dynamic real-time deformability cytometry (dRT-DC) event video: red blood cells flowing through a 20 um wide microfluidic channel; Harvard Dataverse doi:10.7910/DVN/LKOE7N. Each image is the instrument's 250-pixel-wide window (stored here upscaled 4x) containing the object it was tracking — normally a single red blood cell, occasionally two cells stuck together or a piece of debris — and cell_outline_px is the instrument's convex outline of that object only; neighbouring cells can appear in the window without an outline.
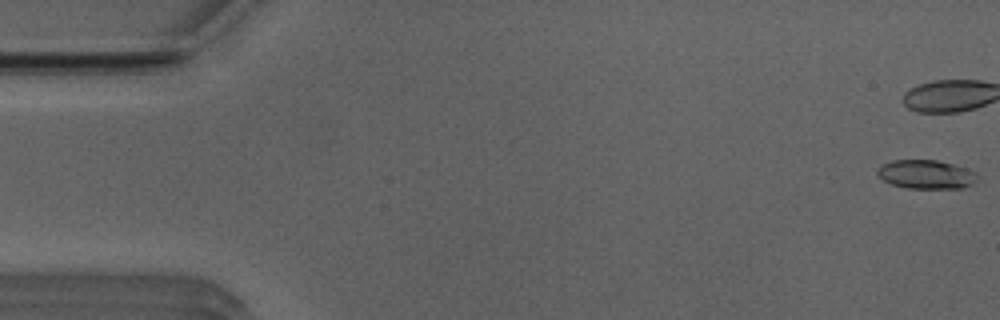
{"species": "Egyptian fruit bat (a non-hibernating species)", "species_latin": "Rousettus aegyptiacus", "temperature_condition": "room temperature", "stored_images_in_passage": 53, "camera_frame_rate_fps": 3000, "um_per_image_px": 0.085, "animal": {"sex": "male"}, "frame": {"image": 1, "passage_image": 1, "time_ms": 0.0, "image_size_px": [1000, 320], "cell_outline_px": [[976, 180], [972, 184], [964, 188], [908, 188], [892, 184], [884, 180], [876, 172], [884, 164], [892, 160], [936, 160], [952, 164], [976, 172]], "centroid_in_image_um": [78.73, 14.83], "position_along_channel_um": 6.3, "area_um2": 16.47}}
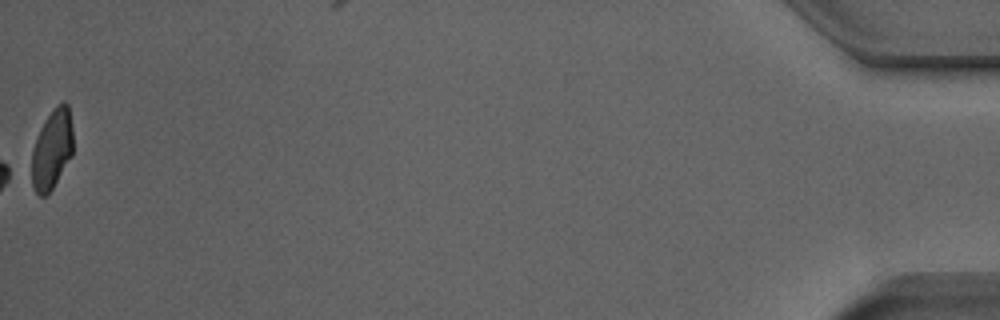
{"frame": {"image": 2, "passage_image": 53, "time_ms": 17.333, "image_size_px": [1000, 320], "cell_outline_px": [[72, 156], [52, 188], [44, 196], [40, 196], [36, 192], [32, 184], [32, 152], [40, 128], [56, 104], [64, 100], [68, 104], [72, 128]], "centroid_in_image_um": [4.43, 12.66], "position_along_channel_um": 430.8, "area_um2": 18.96}, "authors_computed_cell_mechanics": {"area_um2": 17.3978, "velocity_mm_per_s": 3.9669, "shape_relaxation_time_tau1_ms": 4.7806, "shape_relaxation_time_tau2_ms": 4.8031, "deformation_change_tau1": 0.1403, "deformation_change_tau2": 0.131}}